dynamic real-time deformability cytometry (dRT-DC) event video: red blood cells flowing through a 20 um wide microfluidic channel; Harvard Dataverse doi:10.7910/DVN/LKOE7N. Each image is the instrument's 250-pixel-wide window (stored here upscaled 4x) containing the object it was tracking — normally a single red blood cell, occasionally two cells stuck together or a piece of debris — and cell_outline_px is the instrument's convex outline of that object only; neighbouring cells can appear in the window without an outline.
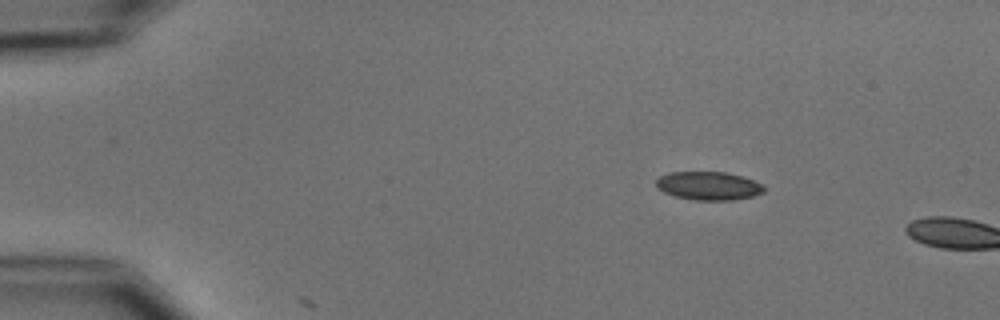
{"species": "common noctule bat (a hibernating species)", "species_latin": "Nyctalus noctula", "temperature_condition": "cold", "stored_images_in_passage": 3, "camera_frame_rate_fps": 3000, "um_per_image_px": 0.085, "animal": {"sex": "male", "body_mass_g": 15.6}, "frame": {"image": 1, "passage_image": 1, "time_ms": 0.0, "image_size_px": [1000, 320], "cell_outline_px": [[768, 188], [764, 192], [752, 196], [732, 200], [696, 200], [676, 196], [664, 192], [656, 188], [656, 180], [660, 176], [668, 172], [728, 172], [764, 184]], "centroid_in_image_um": [60.25, 15.79], "position_along_channel_um": 24.8, "area_um2": 17.92}}